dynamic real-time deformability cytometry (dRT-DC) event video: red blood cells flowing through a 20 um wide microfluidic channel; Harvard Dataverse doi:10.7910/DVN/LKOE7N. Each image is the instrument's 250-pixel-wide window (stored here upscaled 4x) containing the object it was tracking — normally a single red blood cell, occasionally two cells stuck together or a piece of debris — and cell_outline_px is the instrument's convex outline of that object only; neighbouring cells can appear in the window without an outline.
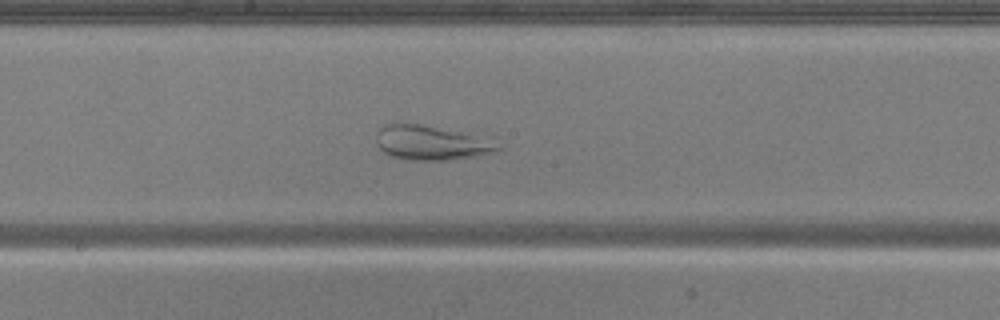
{"species": "common noctule bat (a hibernating species)", "species_latin": "Nyctalus noctula", "temperature_condition": "warm", "stored_images_in_passage": 51, "camera_frame_rate_fps": 3000, "um_per_image_px": 0.085, "animal": {"sex": "male", "body_mass_g": 20.5, "forearm_length_mm": 52.5}, "frame": {"image": 1, "passage_image": 27, "time_ms": 8.667, "image_size_px": [1000, 320], "cell_outline_px": [[504, 148], [496, 152], [476, 156], [448, 160], [404, 160], [388, 156], [376, 144], [376, 132], [384, 124], [420, 124], [496, 136]], "centroid_in_image_um": [36.83, 12.13], "position_along_channel_um": 211.4, "area_um2": 25.78}}
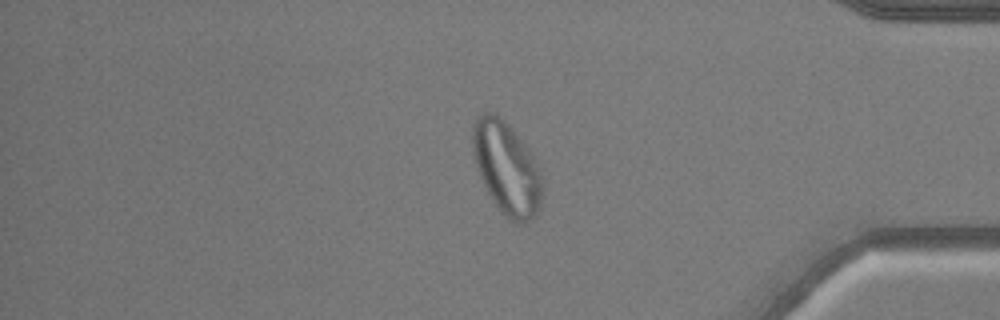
{"frame": {"image": 2, "passage_image": 43, "time_ms": 14.0, "image_size_px": [1000, 320], "cell_outline_px": [[544, 196], [540, 208], [524, 224], [516, 224], [492, 200], [476, 168], [472, 156], [472, 124], [476, 116], [484, 112], [492, 112], [500, 116], [512, 128], [536, 156], [540, 168], [544, 188]], "centroid_in_image_um": [43.09, 14.24], "position_along_channel_um": 392.1, "area_um2": 38.32}}
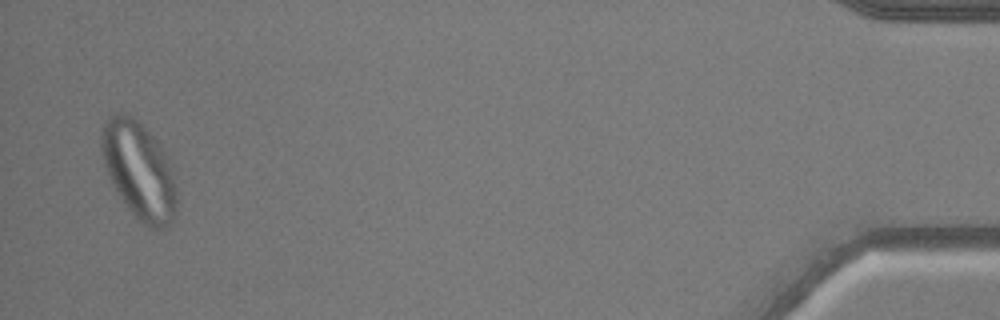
{"frame": {"image": 3, "passage_image": 50, "time_ms": 16.333, "image_size_px": [1000, 320], "cell_outline_px": [[176, 212], [172, 220], [168, 224], [160, 228], [148, 228], [128, 208], [112, 184], [108, 176], [104, 164], [100, 148], [100, 128], [104, 120], [108, 116], [124, 112], [132, 116], [160, 144], [168, 160], [176, 188]], "centroid_in_image_um": [11.77, 14.45], "position_along_channel_um": 423.4, "area_um2": 42.37}}